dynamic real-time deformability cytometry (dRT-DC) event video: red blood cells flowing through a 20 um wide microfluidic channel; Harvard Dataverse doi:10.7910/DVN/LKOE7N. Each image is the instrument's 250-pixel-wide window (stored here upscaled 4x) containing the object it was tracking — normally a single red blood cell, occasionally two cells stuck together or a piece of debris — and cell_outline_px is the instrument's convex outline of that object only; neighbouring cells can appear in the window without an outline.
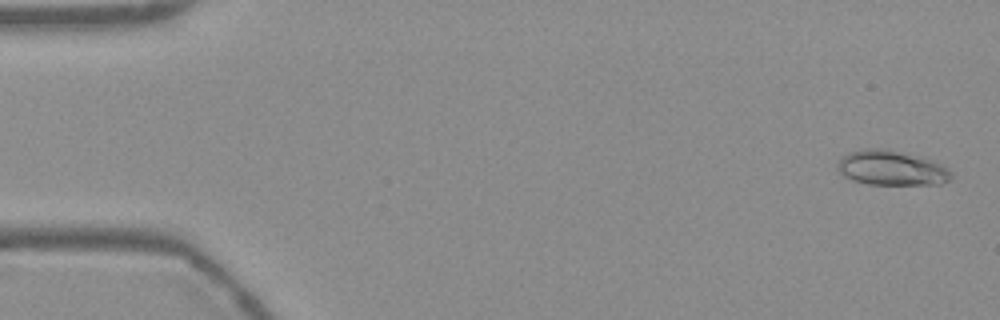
{"species": "Egyptian fruit bat (a non-hibernating species)", "species_latin": "Rousettus aegyptiacus", "temperature_condition": "warm", "stored_images_in_passage": 54, "camera_frame_rate_fps": 3000, "um_per_image_px": 0.085, "frame": {"image": 1, "passage_image": 2, "time_ms": 0.333, "image_size_px": [1000, 320], "cell_outline_px": [[952, 176], [948, 180], [940, 184], [868, 184], [852, 180], [844, 176], [836, 168], [840, 160], [848, 152], [864, 148], [884, 148], [920, 156], [932, 160], [948, 168], [952, 172]], "centroid_in_image_um": [75.77, 14.27], "position_along_channel_um": 9.2, "area_um2": 23.06}}
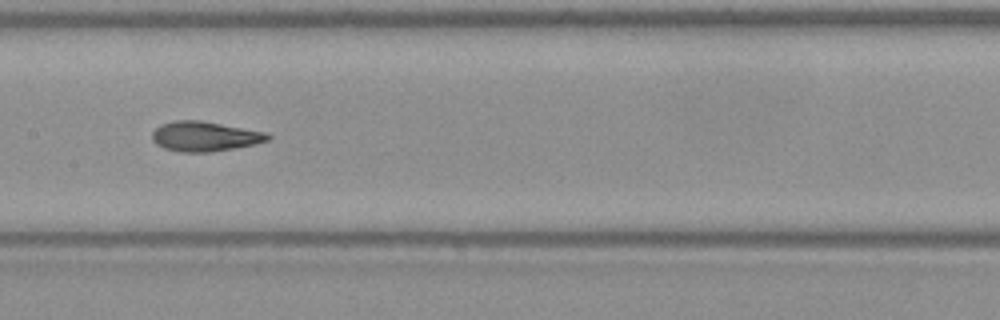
{"frame": {"image": 2, "passage_image": 27, "time_ms": 8.667, "image_size_px": [1000, 320], "cell_outline_px": [[272, 136], [268, 140], [256, 144], [236, 148], [212, 152], [180, 152], [164, 148], [156, 144], [152, 140], [152, 132], [160, 124], [176, 120], [200, 120], [268, 132]], "centroid_in_image_um": [17.42, 11.59], "position_along_channel_um": 190.0, "area_um2": 20.35}}
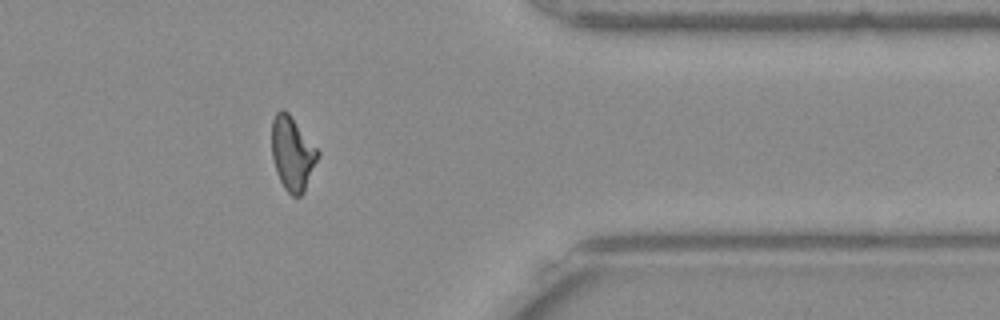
{"frame": {"image": 3, "passage_image": 44, "time_ms": 14.333, "image_size_px": [1000, 320], "cell_outline_px": [[320, 156], [304, 192], [300, 196], [292, 196], [284, 188], [276, 172], [272, 156], [272, 120], [276, 112], [280, 108], [284, 108], [288, 112], [320, 152]], "centroid_in_image_um": [24.86, 13.04], "position_along_channel_um": 386.5, "area_um2": 19.94}, "authors_computed_cell_mechanics": {"area_um2": 20.0566, "velocity_mm_per_s": 3.7825, "shape_relaxation_time_tau1_ms": 5.4032, "shape_relaxation_time_tau2_ms": 1.6512, "deformation_change_tau1": 0.2022, "deformation_change_tau2": 0.0824}}